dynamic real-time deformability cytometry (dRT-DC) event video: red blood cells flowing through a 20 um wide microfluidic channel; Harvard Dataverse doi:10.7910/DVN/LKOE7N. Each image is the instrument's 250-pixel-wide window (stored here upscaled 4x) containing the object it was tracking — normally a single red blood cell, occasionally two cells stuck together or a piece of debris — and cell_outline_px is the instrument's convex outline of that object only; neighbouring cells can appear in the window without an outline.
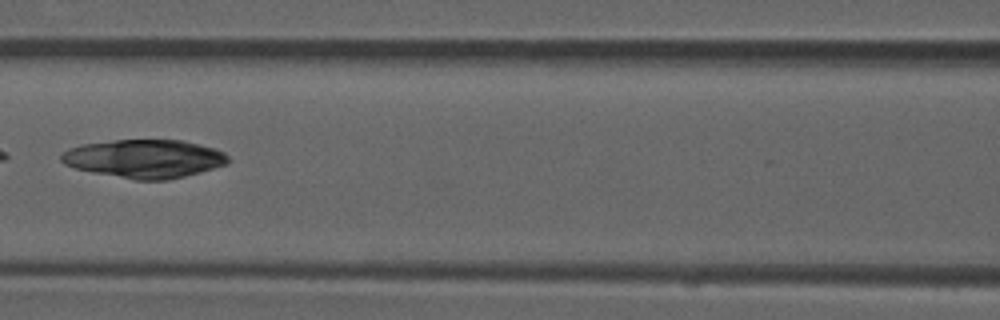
{"species": "common noctule bat (a hibernating species)", "species_latin": "Nyctalus noctula", "temperature_condition": "room temperature", "stored_images_in_passage": 8, "camera_frame_rate_fps": 3000, "um_per_image_px": 0.085, "animal": {"sex": "male", "forearm_length_mm": 52.5}, "frame": {"image": 1, "passage_image": 7, "time_ms": 2.0, "image_size_px": [1000, 320], "cell_outline_px": [[228, 164], [184, 176], [168, 180], [136, 180], [92, 172], [76, 168], [64, 164], [60, 160], [60, 156], [64, 152], [72, 148], [84, 144], [112, 140], [184, 140], [200, 144], [224, 152], [228, 156]], "centroid_in_image_um": [12.29, 13.49], "position_along_channel_um": 154.3, "area_um2": 37.05}}
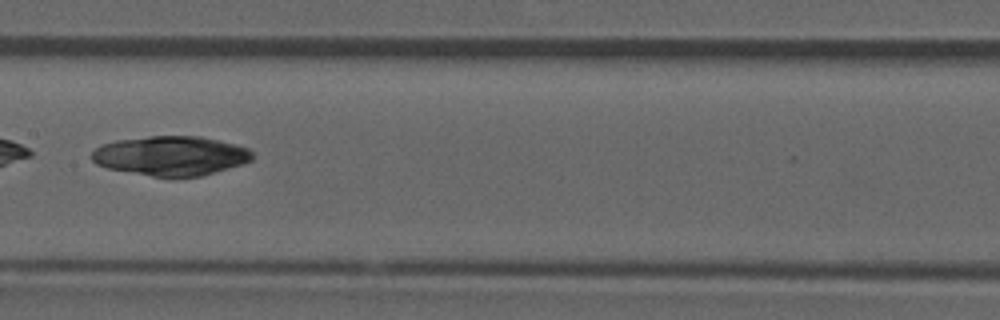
{"frame": {"image": 2, "passage_image": 8, "time_ms": 2.333, "image_size_px": [1000, 320], "cell_outline_px": [[252, 160], [244, 164], [200, 176], [152, 176], [108, 168], [96, 164], [92, 160], [92, 152], [100, 144], [116, 140], [148, 136], [200, 136], [236, 144], [248, 148], [252, 152]], "centroid_in_image_um": [14.52, 13.23], "position_along_channel_um": 192.9, "area_um2": 36.82}}